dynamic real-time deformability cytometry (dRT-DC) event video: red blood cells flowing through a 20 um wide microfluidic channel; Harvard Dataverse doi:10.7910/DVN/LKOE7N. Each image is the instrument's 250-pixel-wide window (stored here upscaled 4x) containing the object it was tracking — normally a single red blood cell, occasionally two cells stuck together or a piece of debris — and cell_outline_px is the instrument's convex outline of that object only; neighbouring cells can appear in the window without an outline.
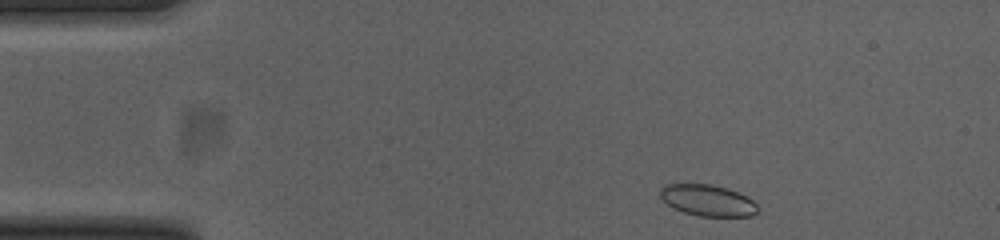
{"species": "common noctule bat (a hibernating species)", "species_latin": "Nyctalus noctula", "temperature_condition": "cold", "stored_images_in_passage": 46, "camera_frame_rate_fps": 3000, "um_per_image_px": 0.085, "animal": {"sex": "female", "body_mass_g": 23.0, "forearm_length_mm": 53.4}, "frame": {"image": 1, "passage_image": 1, "time_ms": 0.0, "image_size_px": [1000, 240], "cell_outline_px": [[756, 212], [752, 216], [700, 216], [684, 212], [672, 208], [660, 196], [660, 188], [664, 184], [708, 184], [728, 188], [752, 200], [756, 204]], "centroid_in_image_um": [60.11, 17.03], "position_along_channel_um": 24.9, "area_um2": 17.57}}
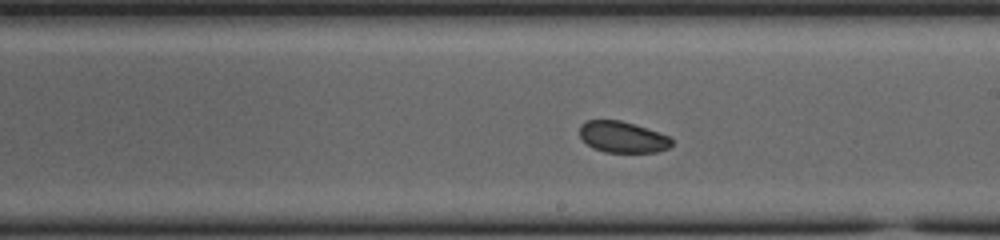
{"frame": {"image": 2, "passage_image": 23, "time_ms": 7.333, "image_size_px": [1000, 240], "cell_outline_px": [[672, 144], [668, 148], [656, 152], [604, 152], [592, 148], [580, 136], [580, 124], [588, 120], [620, 120], [668, 136], [672, 140]], "centroid_in_image_um": [52.88, 11.66], "position_along_channel_um": 236.1, "area_um2": 16.47}}
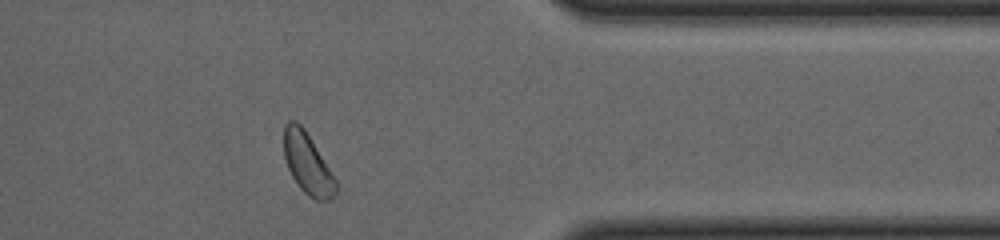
{"frame": {"image": 3, "passage_image": 36, "time_ms": 11.667, "image_size_px": [1000, 240], "cell_outline_px": [[336, 192], [332, 200], [316, 200], [308, 196], [300, 188], [292, 176], [288, 168], [284, 156], [284, 124], [288, 120], [296, 120], [304, 128], [336, 180]], "centroid_in_image_um": [26.12, 13.9], "position_along_channel_um": 385.3, "area_um2": 18.26}, "authors_computed_cell_mechanics": {"area_um2": 18.207, "velocity_mm_per_s": 3.8302, "shape_relaxation_time_tau1_ms": null, "shape_relaxation_time_tau2_ms": 4.82, "deformation_change_tau1": null, "deformation_change_tau2": 0.0722}}